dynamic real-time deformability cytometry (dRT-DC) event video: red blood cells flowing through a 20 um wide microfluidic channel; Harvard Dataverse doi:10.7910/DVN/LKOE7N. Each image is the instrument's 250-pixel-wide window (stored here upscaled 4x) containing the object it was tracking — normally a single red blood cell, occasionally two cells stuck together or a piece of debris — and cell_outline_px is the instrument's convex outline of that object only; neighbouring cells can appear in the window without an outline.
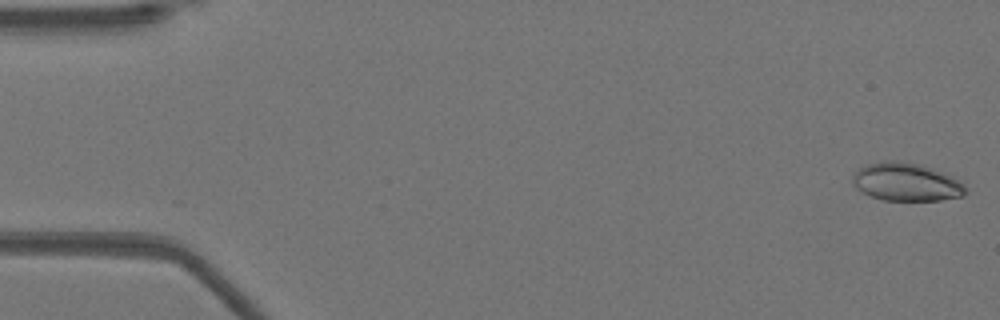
{"species": "Egyptian fruit bat (a non-hibernating species)", "species_latin": "Rousettus aegyptiacus", "temperature_condition": "warm", "stored_images_in_passage": 51, "camera_frame_rate_fps": 3000, "um_per_image_px": 0.085, "animal": {"sex": "female"}, "frame": {"image": 1, "passage_image": 1, "time_ms": 0.0, "image_size_px": [1000, 320], "cell_outline_px": [[968, 192], [964, 196], [940, 200], [884, 200], [860, 192], [852, 184], [852, 176], [860, 168], [868, 164], [892, 160], [896, 160], [916, 164], [944, 172], [952, 176], [964, 184], [968, 188]], "centroid_in_image_um": [77.06, 15.49], "position_along_channel_um": 7.9, "area_um2": 25.03}}
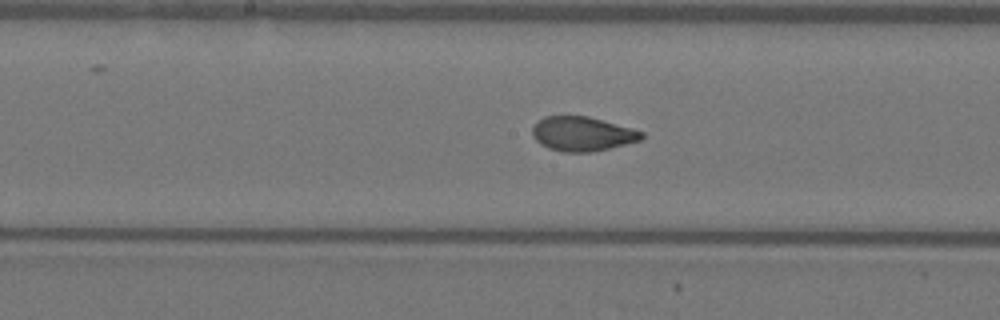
{"frame": {"image": 2, "passage_image": 26, "time_ms": 8.333, "image_size_px": [1000, 320], "cell_outline_px": [[644, 136], [640, 140], [592, 152], [560, 152], [548, 148], [540, 144], [532, 136], [532, 128], [544, 116], [588, 116], [632, 128], [644, 132]], "centroid_in_image_um": [49.48, 11.38], "position_along_channel_um": 198.7, "area_um2": 21.79}}
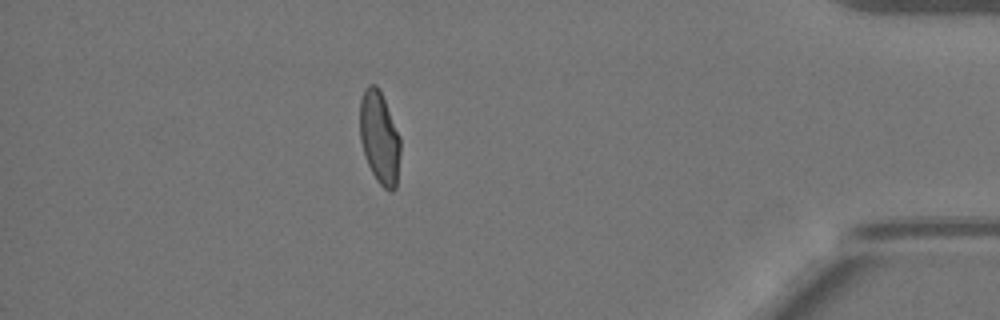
{"frame": {"image": 3, "passage_image": 45, "time_ms": 14.667, "image_size_px": [1000, 320], "cell_outline_px": [[400, 156], [396, 188], [392, 192], [388, 192], [376, 180], [364, 156], [360, 140], [360, 100], [364, 88], [368, 84], [376, 84], [380, 88], [400, 136]], "centroid_in_image_um": [32.26, 11.69], "position_along_channel_um": 402.9, "area_um2": 22.25}, "authors_computed_cell_mechanics": {"area_um2": 22.4264, "velocity_mm_per_s": 3.946, "shape_relaxation_time_tau1_ms": 6.2109, "shape_relaxation_time_tau2_ms": null, "deformation_change_tau1": 0.1809, "deformation_change_tau2": null}}